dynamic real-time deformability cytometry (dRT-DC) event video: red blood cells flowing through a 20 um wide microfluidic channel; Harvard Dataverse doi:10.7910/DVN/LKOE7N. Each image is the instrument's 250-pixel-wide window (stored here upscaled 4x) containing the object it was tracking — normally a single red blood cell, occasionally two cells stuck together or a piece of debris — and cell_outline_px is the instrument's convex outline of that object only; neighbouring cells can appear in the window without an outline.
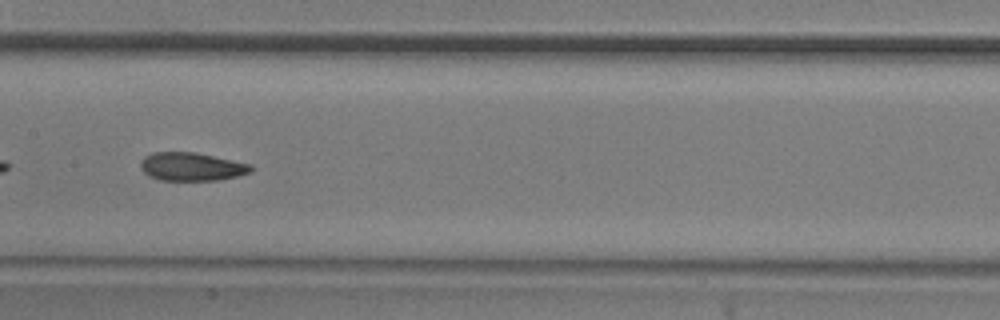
{"species": "common noctule bat (a hibernating species)", "species_latin": "Nyctalus noctula", "temperature_condition": "room temperature", "stored_images_in_passage": 36, "camera_frame_rate_fps": 3000, "um_per_image_px": 0.085, "animal": {"sex": "male", "body_mass_g": 20.5, "forearm_length_mm": 52.5}, "frame": {"image": 1, "passage_image": 26, "time_ms": 8.333, "image_size_px": [1000, 320], "cell_outline_px": [[252, 172], [220, 180], [160, 180], [148, 176], [140, 168], [140, 160], [144, 156], [152, 152], [196, 152], [252, 164]], "centroid_in_image_um": [16.26, 14.16], "position_along_channel_um": 191.1, "area_um2": 18.38}}